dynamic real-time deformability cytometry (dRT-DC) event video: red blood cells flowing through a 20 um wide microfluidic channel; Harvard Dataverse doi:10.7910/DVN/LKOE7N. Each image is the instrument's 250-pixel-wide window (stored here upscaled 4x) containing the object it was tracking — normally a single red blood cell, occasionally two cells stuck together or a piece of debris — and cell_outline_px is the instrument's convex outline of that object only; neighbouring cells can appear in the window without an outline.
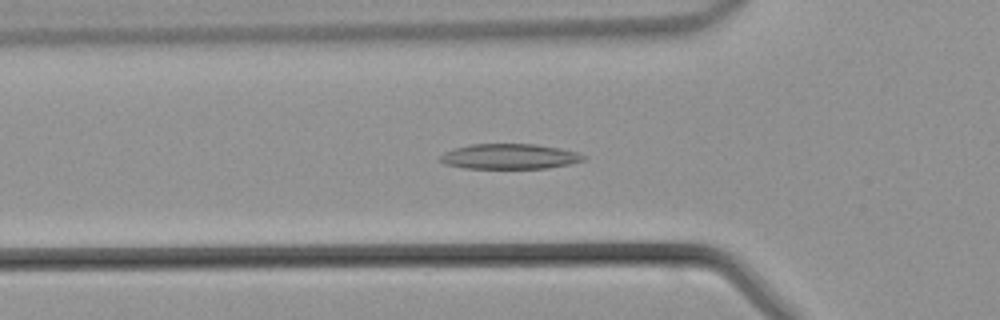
{"species": "common noctule bat (a hibernating species)", "species_latin": "Nyctalus noctula", "temperature_condition": "warm", "stored_images_in_passage": 34, "camera_frame_rate_fps": 3000, "um_per_image_px": 0.085, "animal": {"sex": "male", "body_mass_g": 21.5, "forearm_length_mm": 52.0}, "frame": {"image": 1, "passage_image": 8, "time_ms": 2.333, "image_size_px": [1000, 320], "cell_outline_px": [[588, 156], [584, 160], [568, 164], [548, 168], [464, 168], [444, 164], [440, 160], [440, 156], [444, 152], [456, 148], [472, 144], [536, 144], [560, 148], [576, 152]], "centroid_in_image_um": [43.32, 13.3], "position_along_channel_um": 82.5, "area_um2": 20.98}}
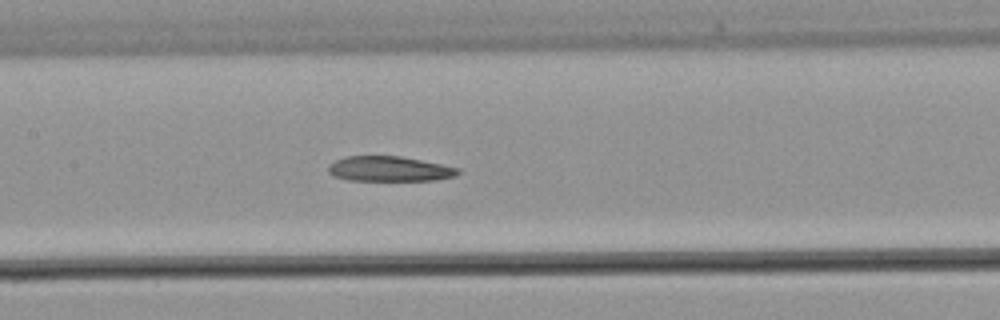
{"frame": {"image": 2, "passage_image": 14, "time_ms": 4.333, "image_size_px": [1000, 320], "cell_outline_px": [[460, 172], [456, 176], [436, 180], [348, 180], [332, 176], [328, 172], [328, 164], [336, 160], [348, 156], [400, 156], [460, 168]], "centroid_in_image_um": [33.08, 14.36], "position_along_channel_um": 174.3, "area_um2": 18.9}}
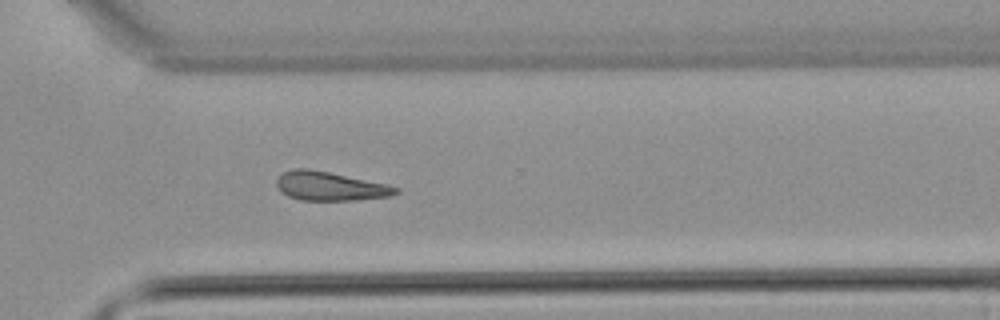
{"frame": {"image": 3, "passage_image": 25, "time_ms": 8.0, "image_size_px": [1000, 320], "cell_outline_px": [[400, 192], [392, 196], [356, 200], [300, 200], [288, 196], [276, 184], [276, 180], [284, 172], [292, 168], [308, 168], [328, 172], [384, 184], [400, 188]], "centroid_in_image_um": [28.06, 15.83], "position_along_channel_um": 342.5, "area_um2": 19.77}}